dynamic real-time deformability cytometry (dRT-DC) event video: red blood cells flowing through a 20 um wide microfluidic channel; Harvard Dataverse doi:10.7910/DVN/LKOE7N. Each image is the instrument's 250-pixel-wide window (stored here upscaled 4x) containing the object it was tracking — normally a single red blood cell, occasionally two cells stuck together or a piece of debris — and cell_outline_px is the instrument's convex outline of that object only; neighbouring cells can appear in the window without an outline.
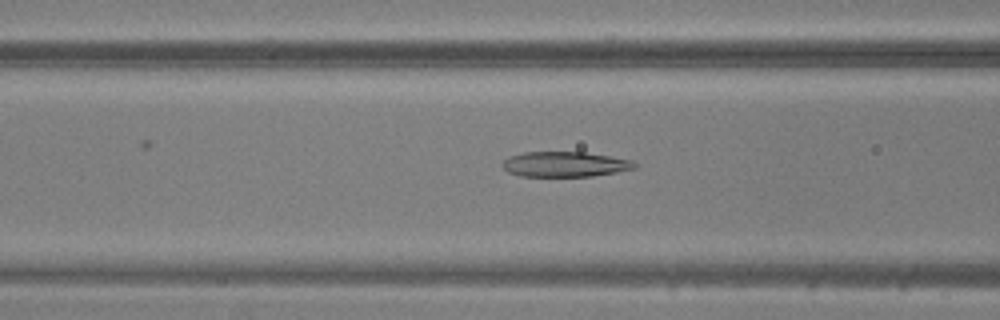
{"species": "common noctule bat (a hibernating species)", "species_latin": "Nyctalus noctula", "temperature_condition": "warm", "stored_images_in_passage": 47, "camera_frame_rate_fps": 3000, "um_per_image_px": 0.085, "animal": {"sex": "male", "body_mass_g": 20.5, "forearm_length_mm": 52.5}, "frame": {"image": 1, "passage_image": 17, "time_ms": 5.333, "image_size_px": [1000, 320], "cell_outline_px": [[636, 168], [616, 172], [592, 176], [520, 176], [508, 172], [500, 164], [508, 156], [524, 152], [584, 152], [632, 160], [636, 164]], "centroid_in_image_um": [47.98, 13.96], "position_along_channel_um": 118.6, "area_um2": 19.36}}
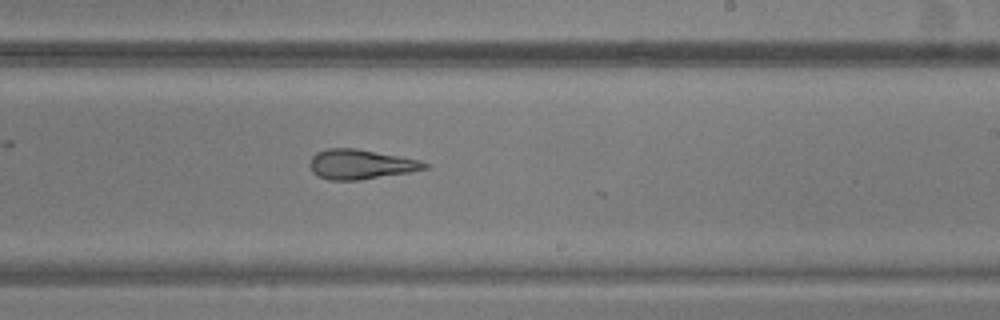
{"frame": {"image": 2, "passage_image": 27, "time_ms": 8.667, "image_size_px": [1000, 320], "cell_outline_px": [[428, 168], [408, 172], [360, 180], [328, 180], [312, 172], [308, 164], [312, 156], [316, 152], [328, 148], [356, 148], [420, 160], [428, 164]], "centroid_in_image_um": [30.61, 13.96], "position_along_channel_um": 258.4, "area_um2": 19.83}}
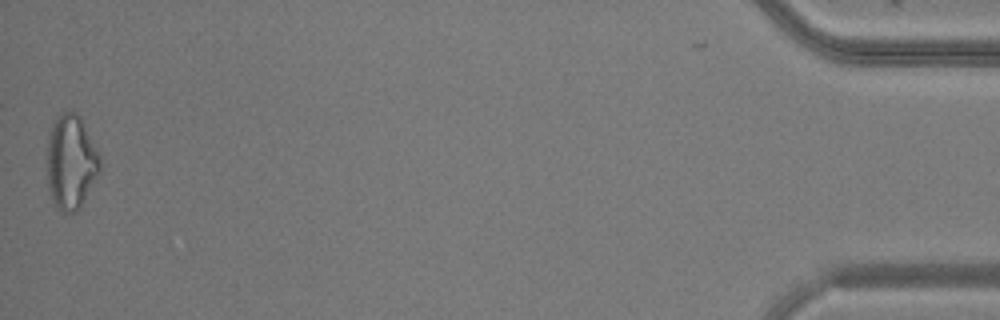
{"frame": {"image": 3, "passage_image": 46, "time_ms": 15.0, "image_size_px": [1000, 320], "cell_outline_px": [[100, 172], [80, 208], [76, 212], [64, 212], [52, 200], [48, 188], [48, 132], [52, 120], [56, 116], [64, 112], [76, 112], [80, 116], [100, 156]], "centroid_in_image_um": [6.03, 13.75], "position_along_channel_um": 429.2, "area_um2": 29.07}}